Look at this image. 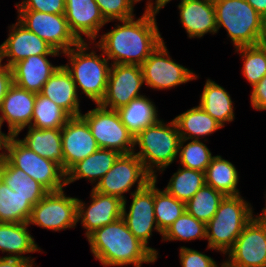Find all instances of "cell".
<instances>
[{"instance_id":"51","label":"cell","mask_w":266,"mask_h":267,"mask_svg":"<svg viewBox=\"0 0 266 267\" xmlns=\"http://www.w3.org/2000/svg\"><path fill=\"white\" fill-rule=\"evenodd\" d=\"M134 1V3L135 4H137V3H139L140 1H142V0H133ZM151 0H147V3H146V5L148 4V2H150Z\"/></svg>"},{"instance_id":"34","label":"cell","mask_w":266,"mask_h":267,"mask_svg":"<svg viewBox=\"0 0 266 267\" xmlns=\"http://www.w3.org/2000/svg\"><path fill=\"white\" fill-rule=\"evenodd\" d=\"M70 116L49 98L36 93L31 127L36 129L62 128Z\"/></svg>"},{"instance_id":"48","label":"cell","mask_w":266,"mask_h":267,"mask_svg":"<svg viewBox=\"0 0 266 267\" xmlns=\"http://www.w3.org/2000/svg\"><path fill=\"white\" fill-rule=\"evenodd\" d=\"M2 126H3V124H2V121L0 120V151H2L0 153V158H2L4 156L5 149L7 147L8 139L11 136V134H9V133L6 134V133L1 131Z\"/></svg>"},{"instance_id":"30","label":"cell","mask_w":266,"mask_h":267,"mask_svg":"<svg viewBox=\"0 0 266 267\" xmlns=\"http://www.w3.org/2000/svg\"><path fill=\"white\" fill-rule=\"evenodd\" d=\"M178 132L182 139H204L220 128H223L203 108L198 105L188 109L174 118Z\"/></svg>"},{"instance_id":"21","label":"cell","mask_w":266,"mask_h":267,"mask_svg":"<svg viewBox=\"0 0 266 267\" xmlns=\"http://www.w3.org/2000/svg\"><path fill=\"white\" fill-rule=\"evenodd\" d=\"M180 23L188 38H201L217 33L213 0H181L178 4Z\"/></svg>"},{"instance_id":"47","label":"cell","mask_w":266,"mask_h":267,"mask_svg":"<svg viewBox=\"0 0 266 267\" xmlns=\"http://www.w3.org/2000/svg\"><path fill=\"white\" fill-rule=\"evenodd\" d=\"M266 20V0H246Z\"/></svg>"},{"instance_id":"6","label":"cell","mask_w":266,"mask_h":267,"mask_svg":"<svg viewBox=\"0 0 266 267\" xmlns=\"http://www.w3.org/2000/svg\"><path fill=\"white\" fill-rule=\"evenodd\" d=\"M241 195L225 196L215 215L206 224L207 250L226 254L243 228L254 217L251 203Z\"/></svg>"},{"instance_id":"7","label":"cell","mask_w":266,"mask_h":267,"mask_svg":"<svg viewBox=\"0 0 266 267\" xmlns=\"http://www.w3.org/2000/svg\"><path fill=\"white\" fill-rule=\"evenodd\" d=\"M12 166L21 169L49 192L66 187V173L50 159L39 156L25 146L16 135H11L3 156Z\"/></svg>"},{"instance_id":"27","label":"cell","mask_w":266,"mask_h":267,"mask_svg":"<svg viewBox=\"0 0 266 267\" xmlns=\"http://www.w3.org/2000/svg\"><path fill=\"white\" fill-rule=\"evenodd\" d=\"M25 128H28V131L25 137L19 140L39 156L58 163L64 171L61 128L36 129L31 126Z\"/></svg>"},{"instance_id":"5","label":"cell","mask_w":266,"mask_h":267,"mask_svg":"<svg viewBox=\"0 0 266 267\" xmlns=\"http://www.w3.org/2000/svg\"><path fill=\"white\" fill-rule=\"evenodd\" d=\"M217 33L224 27L234 47L260 44L266 20L246 0H213Z\"/></svg>"},{"instance_id":"45","label":"cell","mask_w":266,"mask_h":267,"mask_svg":"<svg viewBox=\"0 0 266 267\" xmlns=\"http://www.w3.org/2000/svg\"><path fill=\"white\" fill-rule=\"evenodd\" d=\"M34 264L35 260L0 257V267H33Z\"/></svg>"},{"instance_id":"35","label":"cell","mask_w":266,"mask_h":267,"mask_svg":"<svg viewBox=\"0 0 266 267\" xmlns=\"http://www.w3.org/2000/svg\"><path fill=\"white\" fill-rule=\"evenodd\" d=\"M224 197L223 193L204 184L185 204V210L199 221L207 224L215 215Z\"/></svg>"},{"instance_id":"1","label":"cell","mask_w":266,"mask_h":267,"mask_svg":"<svg viewBox=\"0 0 266 267\" xmlns=\"http://www.w3.org/2000/svg\"><path fill=\"white\" fill-rule=\"evenodd\" d=\"M135 18L118 21L120 24H115L113 29L100 35L99 41L95 42L112 65L141 66L163 41L156 15L144 12L142 17Z\"/></svg>"},{"instance_id":"38","label":"cell","mask_w":266,"mask_h":267,"mask_svg":"<svg viewBox=\"0 0 266 267\" xmlns=\"http://www.w3.org/2000/svg\"><path fill=\"white\" fill-rule=\"evenodd\" d=\"M206 240V224L199 221L186 210L162 234V241Z\"/></svg>"},{"instance_id":"44","label":"cell","mask_w":266,"mask_h":267,"mask_svg":"<svg viewBox=\"0 0 266 267\" xmlns=\"http://www.w3.org/2000/svg\"><path fill=\"white\" fill-rule=\"evenodd\" d=\"M13 84L12 71L7 65L0 62V107L9 87Z\"/></svg>"},{"instance_id":"40","label":"cell","mask_w":266,"mask_h":267,"mask_svg":"<svg viewBox=\"0 0 266 267\" xmlns=\"http://www.w3.org/2000/svg\"><path fill=\"white\" fill-rule=\"evenodd\" d=\"M104 19L111 21H122L135 17L133 0H95Z\"/></svg>"},{"instance_id":"33","label":"cell","mask_w":266,"mask_h":267,"mask_svg":"<svg viewBox=\"0 0 266 267\" xmlns=\"http://www.w3.org/2000/svg\"><path fill=\"white\" fill-rule=\"evenodd\" d=\"M204 184L205 172L179 166L164 189L186 204Z\"/></svg>"},{"instance_id":"42","label":"cell","mask_w":266,"mask_h":267,"mask_svg":"<svg viewBox=\"0 0 266 267\" xmlns=\"http://www.w3.org/2000/svg\"><path fill=\"white\" fill-rule=\"evenodd\" d=\"M15 6L17 10H34L51 14L65 13V0H22Z\"/></svg>"},{"instance_id":"20","label":"cell","mask_w":266,"mask_h":267,"mask_svg":"<svg viewBox=\"0 0 266 267\" xmlns=\"http://www.w3.org/2000/svg\"><path fill=\"white\" fill-rule=\"evenodd\" d=\"M36 93L20 88L14 83L9 87L0 107V120L8 124V133L18 136L31 125Z\"/></svg>"},{"instance_id":"46","label":"cell","mask_w":266,"mask_h":267,"mask_svg":"<svg viewBox=\"0 0 266 267\" xmlns=\"http://www.w3.org/2000/svg\"><path fill=\"white\" fill-rule=\"evenodd\" d=\"M171 0H151L148 2V4L145 6L144 12L157 15L159 13V10H161L163 7L166 6L167 3H169ZM181 1V0H180Z\"/></svg>"},{"instance_id":"2","label":"cell","mask_w":266,"mask_h":267,"mask_svg":"<svg viewBox=\"0 0 266 267\" xmlns=\"http://www.w3.org/2000/svg\"><path fill=\"white\" fill-rule=\"evenodd\" d=\"M87 240L90 252L101 265L141 267L143 263H155L157 256L128 229L121 217L96 229Z\"/></svg>"},{"instance_id":"8","label":"cell","mask_w":266,"mask_h":267,"mask_svg":"<svg viewBox=\"0 0 266 267\" xmlns=\"http://www.w3.org/2000/svg\"><path fill=\"white\" fill-rule=\"evenodd\" d=\"M154 178L146 171L142 161L132 152L120 154L111 169L99 180L93 189L99 193L119 197L125 200V193L130 195L145 187ZM136 184V189L130 191Z\"/></svg>"},{"instance_id":"49","label":"cell","mask_w":266,"mask_h":267,"mask_svg":"<svg viewBox=\"0 0 266 267\" xmlns=\"http://www.w3.org/2000/svg\"><path fill=\"white\" fill-rule=\"evenodd\" d=\"M265 198H266V194H265ZM266 201V200H265ZM266 203V202H265ZM263 220L266 221V204L265 207L262 209L261 213L258 214Z\"/></svg>"},{"instance_id":"50","label":"cell","mask_w":266,"mask_h":267,"mask_svg":"<svg viewBox=\"0 0 266 267\" xmlns=\"http://www.w3.org/2000/svg\"><path fill=\"white\" fill-rule=\"evenodd\" d=\"M260 44L265 48L266 50V35L265 37L261 40Z\"/></svg>"},{"instance_id":"32","label":"cell","mask_w":266,"mask_h":267,"mask_svg":"<svg viewBox=\"0 0 266 267\" xmlns=\"http://www.w3.org/2000/svg\"><path fill=\"white\" fill-rule=\"evenodd\" d=\"M33 206L0 179V223H28Z\"/></svg>"},{"instance_id":"31","label":"cell","mask_w":266,"mask_h":267,"mask_svg":"<svg viewBox=\"0 0 266 267\" xmlns=\"http://www.w3.org/2000/svg\"><path fill=\"white\" fill-rule=\"evenodd\" d=\"M238 181L239 174L234 164L221 155L214 156L205 171V184L225 196H237L240 195Z\"/></svg>"},{"instance_id":"4","label":"cell","mask_w":266,"mask_h":267,"mask_svg":"<svg viewBox=\"0 0 266 267\" xmlns=\"http://www.w3.org/2000/svg\"><path fill=\"white\" fill-rule=\"evenodd\" d=\"M180 140L174 119L168 124L161 119L134 137V147H139V151L133 153L142 161L146 171L157 179L156 173H163L178 159Z\"/></svg>"},{"instance_id":"39","label":"cell","mask_w":266,"mask_h":267,"mask_svg":"<svg viewBox=\"0 0 266 267\" xmlns=\"http://www.w3.org/2000/svg\"><path fill=\"white\" fill-rule=\"evenodd\" d=\"M187 141V139L182 138L180 140L178 152L179 165L205 172L214 157L210 149L202 140L191 139L188 143Z\"/></svg>"},{"instance_id":"22","label":"cell","mask_w":266,"mask_h":267,"mask_svg":"<svg viewBox=\"0 0 266 267\" xmlns=\"http://www.w3.org/2000/svg\"><path fill=\"white\" fill-rule=\"evenodd\" d=\"M61 54H44L27 57L11 67L13 83L20 88L40 93L43 85L60 65H53L48 56Z\"/></svg>"},{"instance_id":"43","label":"cell","mask_w":266,"mask_h":267,"mask_svg":"<svg viewBox=\"0 0 266 267\" xmlns=\"http://www.w3.org/2000/svg\"><path fill=\"white\" fill-rule=\"evenodd\" d=\"M250 102L253 109L266 110V75L252 88Z\"/></svg>"},{"instance_id":"25","label":"cell","mask_w":266,"mask_h":267,"mask_svg":"<svg viewBox=\"0 0 266 267\" xmlns=\"http://www.w3.org/2000/svg\"><path fill=\"white\" fill-rule=\"evenodd\" d=\"M120 153L112 149L99 148L85 159L78 161L66 172V186L85 178L93 185L111 169Z\"/></svg>"},{"instance_id":"16","label":"cell","mask_w":266,"mask_h":267,"mask_svg":"<svg viewBox=\"0 0 266 267\" xmlns=\"http://www.w3.org/2000/svg\"><path fill=\"white\" fill-rule=\"evenodd\" d=\"M44 54L62 53L54 50L51 45L28 30L18 20L10 25L8 38L0 45V62L7 58L4 64L10 68L27 57Z\"/></svg>"},{"instance_id":"15","label":"cell","mask_w":266,"mask_h":267,"mask_svg":"<svg viewBox=\"0 0 266 267\" xmlns=\"http://www.w3.org/2000/svg\"><path fill=\"white\" fill-rule=\"evenodd\" d=\"M144 85L142 68L139 65H111L107 89L100 105L118 110L135 98L143 96L140 89Z\"/></svg>"},{"instance_id":"10","label":"cell","mask_w":266,"mask_h":267,"mask_svg":"<svg viewBox=\"0 0 266 267\" xmlns=\"http://www.w3.org/2000/svg\"><path fill=\"white\" fill-rule=\"evenodd\" d=\"M146 87L166 90L199 78L193 70L185 68L170 57L164 40L141 65Z\"/></svg>"},{"instance_id":"14","label":"cell","mask_w":266,"mask_h":267,"mask_svg":"<svg viewBox=\"0 0 266 267\" xmlns=\"http://www.w3.org/2000/svg\"><path fill=\"white\" fill-rule=\"evenodd\" d=\"M132 202L126 210L127 198L123 201L122 218L133 235L145 244L158 258V251L148 246L152 232L162 236L155 221L154 213V179L142 189L131 194Z\"/></svg>"},{"instance_id":"18","label":"cell","mask_w":266,"mask_h":267,"mask_svg":"<svg viewBox=\"0 0 266 267\" xmlns=\"http://www.w3.org/2000/svg\"><path fill=\"white\" fill-rule=\"evenodd\" d=\"M61 136L65 173L99 149L88 123L81 115L68 119L61 128Z\"/></svg>"},{"instance_id":"37","label":"cell","mask_w":266,"mask_h":267,"mask_svg":"<svg viewBox=\"0 0 266 267\" xmlns=\"http://www.w3.org/2000/svg\"><path fill=\"white\" fill-rule=\"evenodd\" d=\"M242 58V73L252 88L266 75V50L261 44L235 48Z\"/></svg>"},{"instance_id":"19","label":"cell","mask_w":266,"mask_h":267,"mask_svg":"<svg viewBox=\"0 0 266 267\" xmlns=\"http://www.w3.org/2000/svg\"><path fill=\"white\" fill-rule=\"evenodd\" d=\"M64 15L70 31L80 42L89 39L95 42L102 27L108 23L95 0H65Z\"/></svg>"},{"instance_id":"9","label":"cell","mask_w":266,"mask_h":267,"mask_svg":"<svg viewBox=\"0 0 266 267\" xmlns=\"http://www.w3.org/2000/svg\"><path fill=\"white\" fill-rule=\"evenodd\" d=\"M81 116L88 123L99 148L116 150L120 154H128L136 150L134 136L121 122L117 110L96 104L95 108Z\"/></svg>"},{"instance_id":"12","label":"cell","mask_w":266,"mask_h":267,"mask_svg":"<svg viewBox=\"0 0 266 267\" xmlns=\"http://www.w3.org/2000/svg\"><path fill=\"white\" fill-rule=\"evenodd\" d=\"M29 225H36L54 232L77 225V198L66 196L64 189L48 192L33 206Z\"/></svg>"},{"instance_id":"26","label":"cell","mask_w":266,"mask_h":267,"mask_svg":"<svg viewBox=\"0 0 266 267\" xmlns=\"http://www.w3.org/2000/svg\"><path fill=\"white\" fill-rule=\"evenodd\" d=\"M199 105L222 127L235 119L234 102L225 88L207 79L200 95Z\"/></svg>"},{"instance_id":"28","label":"cell","mask_w":266,"mask_h":267,"mask_svg":"<svg viewBox=\"0 0 266 267\" xmlns=\"http://www.w3.org/2000/svg\"><path fill=\"white\" fill-rule=\"evenodd\" d=\"M121 122L136 137L146 127L156 124L160 118L154 102L143 95L117 110Z\"/></svg>"},{"instance_id":"24","label":"cell","mask_w":266,"mask_h":267,"mask_svg":"<svg viewBox=\"0 0 266 267\" xmlns=\"http://www.w3.org/2000/svg\"><path fill=\"white\" fill-rule=\"evenodd\" d=\"M28 227V223H0V251L8 253L1 257L35 260L31 256H24L43 251L36 244Z\"/></svg>"},{"instance_id":"41","label":"cell","mask_w":266,"mask_h":267,"mask_svg":"<svg viewBox=\"0 0 266 267\" xmlns=\"http://www.w3.org/2000/svg\"><path fill=\"white\" fill-rule=\"evenodd\" d=\"M179 258L182 267H219L210 256L185 246L179 248ZM220 267H224V262L220 264Z\"/></svg>"},{"instance_id":"23","label":"cell","mask_w":266,"mask_h":267,"mask_svg":"<svg viewBox=\"0 0 266 267\" xmlns=\"http://www.w3.org/2000/svg\"><path fill=\"white\" fill-rule=\"evenodd\" d=\"M62 108L70 117L80 116L79 93L73 81L71 73L60 65L49 80L43 85L40 92Z\"/></svg>"},{"instance_id":"36","label":"cell","mask_w":266,"mask_h":267,"mask_svg":"<svg viewBox=\"0 0 266 267\" xmlns=\"http://www.w3.org/2000/svg\"><path fill=\"white\" fill-rule=\"evenodd\" d=\"M157 179H154V213L158 229L164 233L185 211V203L177 200L165 189L156 187Z\"/></svg>"},{"instance_id":"17","label":"cell","mask_w":266,"mask_h":267,"mask_svg":"<svg viewBox=\"0 0 266 267\" xmlns=\"http://www.w3.org/2000/svg\"><path fill=\"white\" fill-rule=\"evenodd\" d=\"M90 198V204L77 198V223L81 222L86 230V238L96 229L121 218L123 209V200L119 197L99 193L93 188Z\"/></svg>"},{"instance_id":"11","label":"cell","mask_w":266,"mask_h":267,"mask_svg":"<svg viewBox=\"0 0 266 267\" xmlns=\"http://www.w3.org/2000/svg\"><path fill=\"white\" fill-rule=\"evenodd\" d=\"M226 255L224 267H266V221L255 215Z\"/></svg>"},{"instance_id":"3","label":"cell","mask_w":266,"mask_h":267,"mask_svg":"<svg viewBox=\"0 0 266 267\" xmlns=\"http://www.w3.org/2000/svg\"><path fill=\"white\" fill-rule=\"evenodd\" d=\"M92 44L102 52L100 55L96 54L94 48L91 50L89 45ZM62 54L69 61L64 66L71 73L77 92L81 89V94L95 102V105L100 104L106 93L112 65L102 49L95 42L83 41Z\"/></svg>"},{"instance_id":"29","label":"cell","mask_w":266,"mask_h":267,"mask_svg":"<svg viewBox=\"0 0 266 267\" xmlns=\"http://www.w3.org/2000/svg\"><path fill=\"white\" fill-rule=\"evenodd\" d=\"M0 179L13 191L36 205L49 191L19 168L12 166L4 157L0 158Z\"/></svg>"},{"instance_id":"13","label":"cell","mask_w":266,"mask_h":267,"mask_svg":"<svg viewBox=\"0 0 266 267\" xmlns=\"http://www.w3.org/2000/svg\"><path fill=\"white\" fill-rule=\"evenodd\" d=\"M17 20L28 30L61 53L80 41L70 31L64 14H51L34 10H17Z\"/></svg>"}]
</instances>
